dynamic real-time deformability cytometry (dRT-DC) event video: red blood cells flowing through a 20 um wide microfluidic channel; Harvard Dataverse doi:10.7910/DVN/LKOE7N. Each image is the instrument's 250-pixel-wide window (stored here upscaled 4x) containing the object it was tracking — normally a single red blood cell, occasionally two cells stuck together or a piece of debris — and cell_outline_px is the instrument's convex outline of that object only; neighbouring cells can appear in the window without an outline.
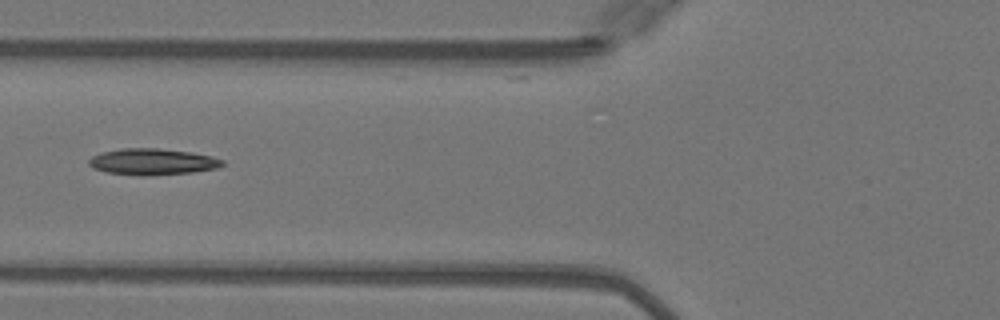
{"species": "Egyptian fruit bat (a non-hibernating species)", "species_latin": "Rousettus aegyptiacus", "temperature_condition": "warm", "stored_images_in_passage": 47, "camera_frame_rate_fps": 3000, "um_per_image_px": 0.085, "animal": {"sex": "female"}, "frame": {"image": 1, "passage_image": 18, "time_ms": 5.667, "image_size_px": [1000, 320], "cell_outline_px": [[224, 164], [216, 168], [192, 172], [140, 176], [108, 172], [92, 168], [88, 164], [88, 160], [92, 156], [100, 152], [120, 148], [156, 148], [192, 152], [212, 156], [224, 160]], "centroid_in_image_um": [12.93, 13.74], "position_along_channel_um": 112.9, "area_um2": 20.52}}
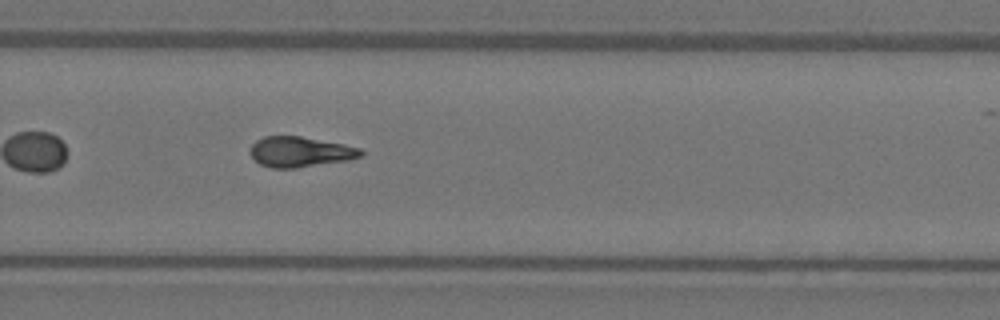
{"frame": {"image": 2, "passage_image": 32, "time_ms": 10.333, "image_size_px": [1000, 320], "cell_outline_px": [[364, 152], [360, 156], [348, 160], [296, 168], [272, 168], [260, 164], [252, 156], [252, 144], [256, 140], [264, 136], [300, 136], [344, 144], [360, 148]], "centroid_in_image_um": [25.52, 12.9], "position_along_channel_um": 304.3, "area_um2": 19.36}}
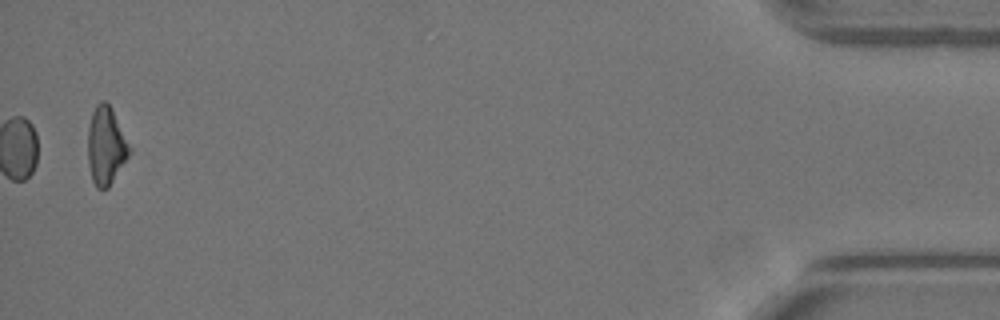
{"frame": {"image": 3, "passage_image": 47, "time_ms": 15.333, "image_size_px": [1000, 320], "cell_outline_px": [[132, 152], [108, 188], [96, 188], [92, 180], [88, 164], [88, 128], [92, 112], [96, 104], [100, 100], [104, 100], [112, 108], [132, 148]], "centroid_in_image_um": [9.02, 12.38], "position_along_channel_um": 426.2, "area_um2": 19.13}, "authors_computed_cell_mechanics": {"area_um2": 19.7098, "velocity_mm_per_s": 4.1153, "shape_relaxation_time_tau1_ms": 10.2114, "shape_relaxation_time_tau2_ms": 4.3374, "deformation_change_tau1": 0.3134, "deformation_change_tau2": 0.1279}}